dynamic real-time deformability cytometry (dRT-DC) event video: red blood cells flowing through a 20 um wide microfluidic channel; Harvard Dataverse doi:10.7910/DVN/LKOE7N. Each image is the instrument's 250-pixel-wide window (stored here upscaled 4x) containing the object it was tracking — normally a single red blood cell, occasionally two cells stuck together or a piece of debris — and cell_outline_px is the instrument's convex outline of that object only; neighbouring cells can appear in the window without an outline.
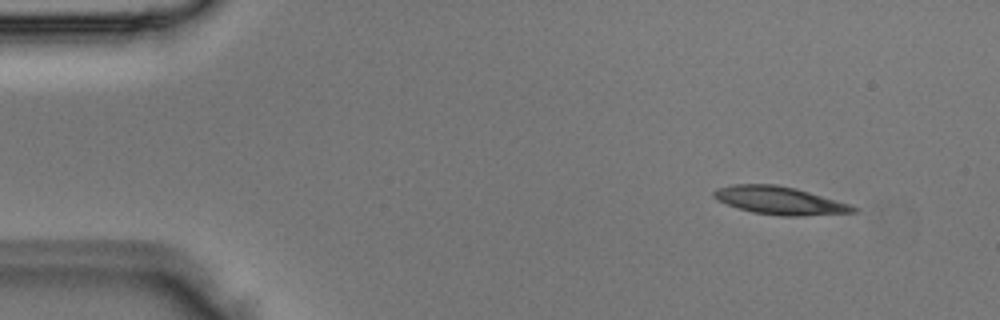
{"species": "Egyptian fruit bat (a non-hibernating species)", "species_latin": "Rousettus aegyptiacus", "temperature_condition": "room temperature", "stored_images_in_passage": 3, "camera_frame_rate_fps": 3000, "um_per_image_px": 0.085, "animal": {"sex": "male"}, "frame": {"image": 1, "passage_image": 1, "time_ms": 0.0, "image_size_px": [1000, 320], "cell_outline_px": [[856, 212], [800, 216], [780, 216], [752, 212], [716, 200], [712, 196], [712, 192], [716, 188], [732, 184], [776, 184], [796, 188], [848, 204], [856, 208]], "centroid_in_image_um": [66.2, 17.03], "position_along_channel_um": 18.8, "area_um2": 22.48}}
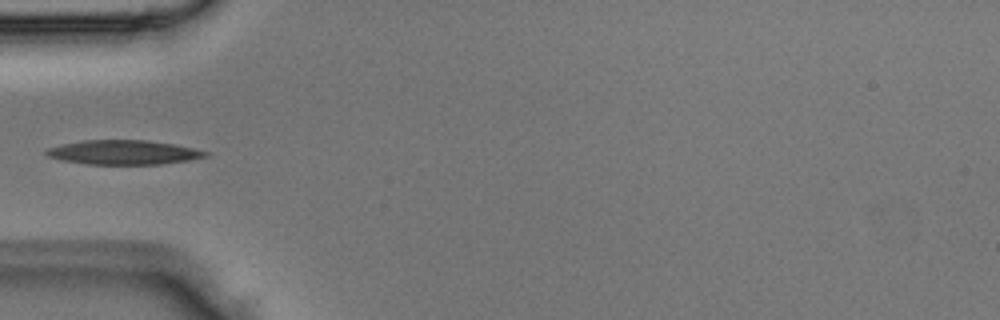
{"frame": {"image": 2, "passage_image": 3, "time_ms": 0.667, "image_size_px": [1000, 320], "cell_outline_px": [[212, 152], [208, 156], [188, 160], [160, 164], [88, 164], [60, 160], [48, 156], [44, 152], [48, 148], [64, 144], [84, 140], [148, 140], [176, 144], [196, 148]], "centroid_in_image_um": [10.56, 12.94], "position_along_channel_um": 74.4, "area_um2": 22.66}}